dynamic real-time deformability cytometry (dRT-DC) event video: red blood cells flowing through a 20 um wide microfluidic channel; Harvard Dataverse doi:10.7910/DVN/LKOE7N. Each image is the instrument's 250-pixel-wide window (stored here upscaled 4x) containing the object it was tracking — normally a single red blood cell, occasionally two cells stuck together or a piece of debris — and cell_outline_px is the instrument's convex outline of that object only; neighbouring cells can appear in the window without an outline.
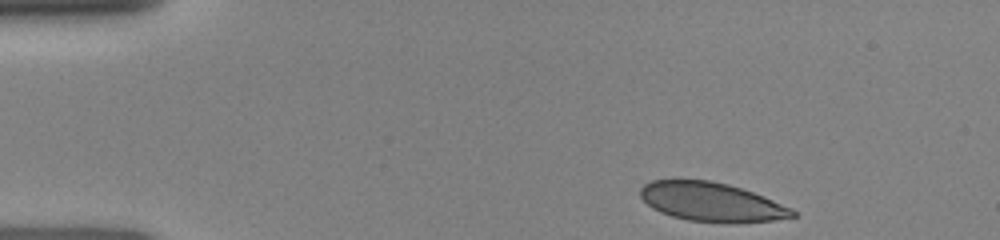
{"species": "human", "species_latin": "Homo sapiens", "temperature_condition": "room temperature", "stored_images_in_passage": 3, "camera_frame_rate_fps": 3000, "um_per_image_px": 0.085, "donor": {"sex": "female"}, "frame": {"image": 1, "passage_image": 1, "time_ms": 0.0, "image_size_px": [1000, 240], "cell_outline_px": [[796, 216], [772, 220], [728, 224], [688, 220], [672, 216], [660, 212], [652, 208], [640, 196], [640, 188], [644, 184], [652, 180], [712, 180], [728, 184], [764, 196], [792, 208], [796, 212]], "centroid_in_image_um": [60.48, 17.17], "position_along_channel_um": 24.5, "area_um2": 34.62}}